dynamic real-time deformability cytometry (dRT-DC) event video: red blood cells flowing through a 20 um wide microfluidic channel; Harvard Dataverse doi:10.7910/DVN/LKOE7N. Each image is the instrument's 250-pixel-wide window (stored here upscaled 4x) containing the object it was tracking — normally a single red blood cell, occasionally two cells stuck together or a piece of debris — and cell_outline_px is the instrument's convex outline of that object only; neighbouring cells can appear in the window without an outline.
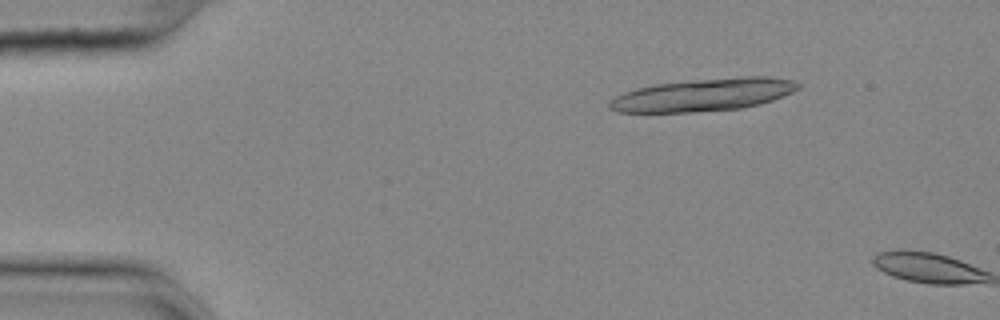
{"species": "common noctule bat (a hibernating species)", "species_latin": "Nyctalus noctula", "temperature_condition": "cold", "stored_images_in_passage": 3, "camera_frame_rate_fps": 3000, "um_per_image_px": 0.085, "animal": {"sex": "female", "body_mass_g": 25.1}, "frame": {"image": 1, "passage_image": 2, "time_ms": 0.333, "image_size_px": [1000, 320], "cell_outline_px": [[800, 88], [784, 96], [760, 104], [740, 108], [692, 112], [616, 112], [608, 108], [608, 104], [616, 96], [624, 92], [636, 88], [656, 84], [696, 80], [748, 76], [768, 76], [792, 80], [800, 84]], "centroid_in_image_um": [59.8, 8.06], "position_along_channel_um": 25.2, "area_um2": 35.6}}